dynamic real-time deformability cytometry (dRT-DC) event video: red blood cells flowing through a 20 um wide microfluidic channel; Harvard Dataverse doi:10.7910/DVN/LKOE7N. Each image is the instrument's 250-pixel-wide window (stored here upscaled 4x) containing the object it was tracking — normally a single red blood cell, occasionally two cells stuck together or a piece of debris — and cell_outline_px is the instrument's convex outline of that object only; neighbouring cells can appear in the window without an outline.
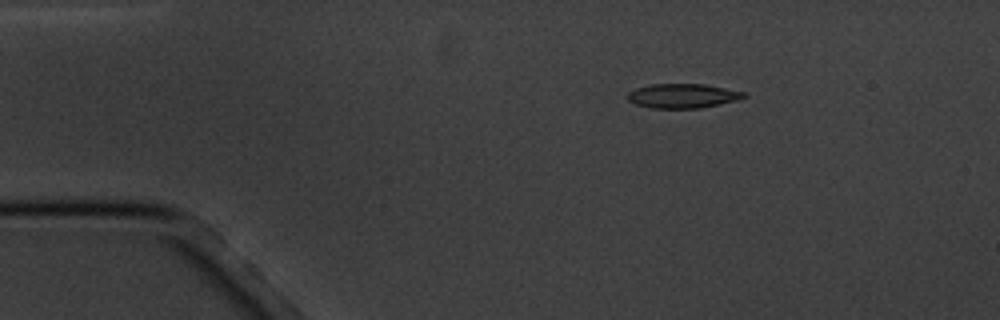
{"species": "common noctule bat (a hibernating species)", "species_latin": "Nyctalus noctula", "temperature_condition": "cold", "stored_images_in_passage": 4, "camera_frame_rate_fps": 3000, "um_per_image_px": 0.085, "animal": {"sex": "male", "body_mass_g": 20.1, "forearm_length_mm": 53.5}, "frame": {"image": 1, "passage_image": 2, "time_ms": 2.0, "image_size_px": [1000, 320], "cell_outline_px": [[748, 96], [736, 100], [720, 104], [700, 108], [652, 108], [636, 104], [628, 100], [628, 92], [636, 88], [648, 84], [704, 84], [748, 92]], "centroid_in_image_um": [58.06, 8.14], "position_along_channel_um": 26.9, "area_um2": 16.59}}